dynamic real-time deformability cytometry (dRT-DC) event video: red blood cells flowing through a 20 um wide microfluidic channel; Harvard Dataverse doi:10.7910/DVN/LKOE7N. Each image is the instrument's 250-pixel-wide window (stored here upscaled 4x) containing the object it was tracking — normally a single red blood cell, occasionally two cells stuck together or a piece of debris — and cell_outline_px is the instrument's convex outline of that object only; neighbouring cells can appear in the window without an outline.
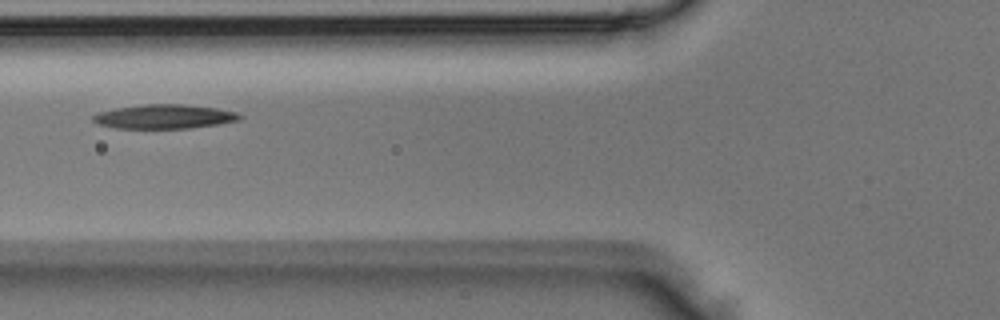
{"species": "Egyptian fruit bat (a non-hibernating species)", "species_latin": "Rousettus aegyptiacus", "temperature_condition": "room temperature", "stored_images_in_passage": 2, "camera_frame_rate_fps": 3000, "um_per_image_px": 0.085, "animal": {"sex": "male"}, "frame": {"image": 1, "passage_image": 2, "time_ms": 0.333, "image_size_px": [1000, 320], "cell_outline_px": [[244, 116], [240, 120], [220, 124], [192, 128], [116, 128], [100, 124], [92, 120], [92, 116], [96, 112], [116, 108], [144, 104], [184, 104], [216, 108], [236, 112]], "centroid_in_image_um": [13.99, 9.91], "position_along_channel_um": 111.8, "area_um2": 20.75}}